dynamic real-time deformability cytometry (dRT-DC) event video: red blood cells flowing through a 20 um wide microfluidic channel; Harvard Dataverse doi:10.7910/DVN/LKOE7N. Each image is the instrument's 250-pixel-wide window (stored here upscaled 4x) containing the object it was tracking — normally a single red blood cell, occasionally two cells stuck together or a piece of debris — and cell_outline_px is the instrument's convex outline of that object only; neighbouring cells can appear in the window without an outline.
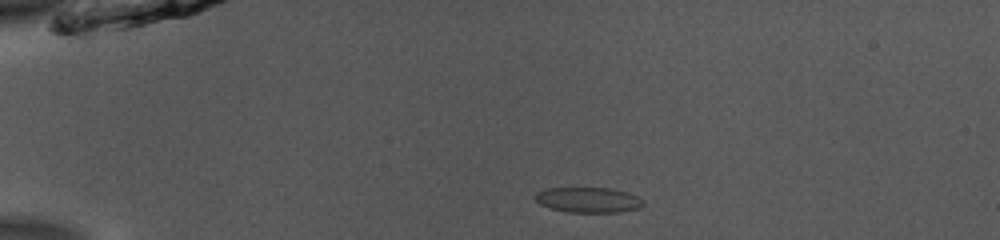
{"species": "common noctule bat (a hibernating species)", "species_latin": "Nyctalus noctula", "temperature_condition": "room temperature", "stored_images_in_passage": 43, "camera_frame_rate_fps": 3000, "um_per_image_px": 0.085, "animal": {"sex": "male", "body_mass_g": 13.0, "forearm_length_mm": 53.1}, "frame": {"image": 1, "passage_image": 3, "time_ms": 0.667, "image_size_px": [1000, 240], "cell_outline_px": [[644, 204], [640, 208], [616, 212], [568, 212], [552, 208], [540, 204], [536, 200], [536, 192], [548, 188], [612, 188], [628, 192], [644, 200]], "centroid_in_image_um": [50.04, 16.98], "position_along_channel_um": 35.0, "area_um2": 15.84}}
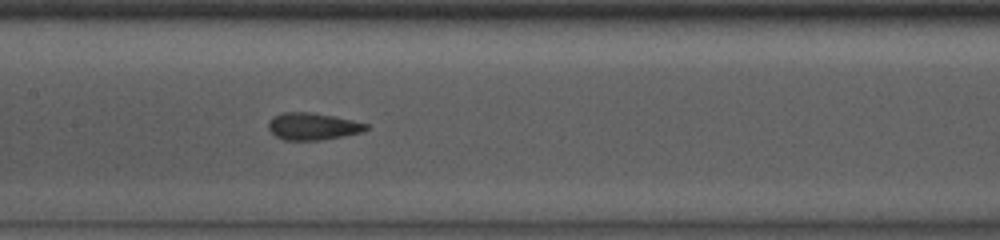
{"frame": {"image": 2, "passage_image": 18, "time_ms": 5.667, "image_size_px": [1000, 240], "cell_outline_px": [[368, 128], [364, 132], [344, 136], [320, 140], [284, 140], [276, 136], [268, 128], [268, 120], [272, 116], [280, 112], [312, 112], [352, 120], [368, 124]], "centroid_in_image_um": [26.56, 10.73], "position_along_channel_um": 180.8, "area_um2": 15.55}}
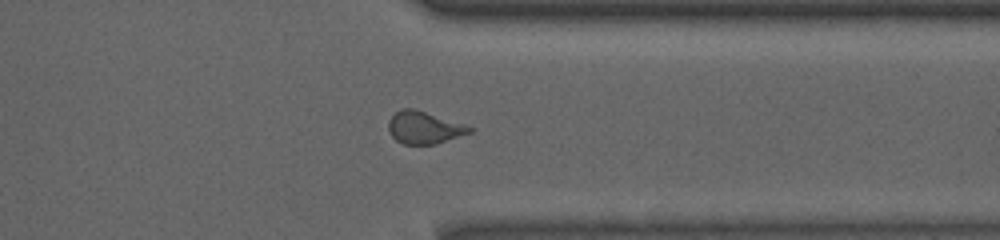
{"frame": {"image": 3, "passage_image": 33, "time_ms": 10.667, "image_size_px": [1000, 240], "cell_outline_px": [[476, 128], [472, 132], [436, 144], [404, 144], [396, 140], [392, 136], [388, 128], [388, 120], [400, 108], [412, 108], [464, 124]], "centroid_in_image_um": [36.06, 10.85], "position_along_channel_um": 375.3, "area_um2": 15.2}, "authors_computed_cell_mechanics": {"area_um2": 15.6638, "velocity_mm_per_s": 3.8945, "shape_relaxation_time_tau1_ms": null, "shape_relaxation_time_tau2_ms": 1.0332, "deformation_change_tau1": null, "deformation_change_tau2": 0.0437}}